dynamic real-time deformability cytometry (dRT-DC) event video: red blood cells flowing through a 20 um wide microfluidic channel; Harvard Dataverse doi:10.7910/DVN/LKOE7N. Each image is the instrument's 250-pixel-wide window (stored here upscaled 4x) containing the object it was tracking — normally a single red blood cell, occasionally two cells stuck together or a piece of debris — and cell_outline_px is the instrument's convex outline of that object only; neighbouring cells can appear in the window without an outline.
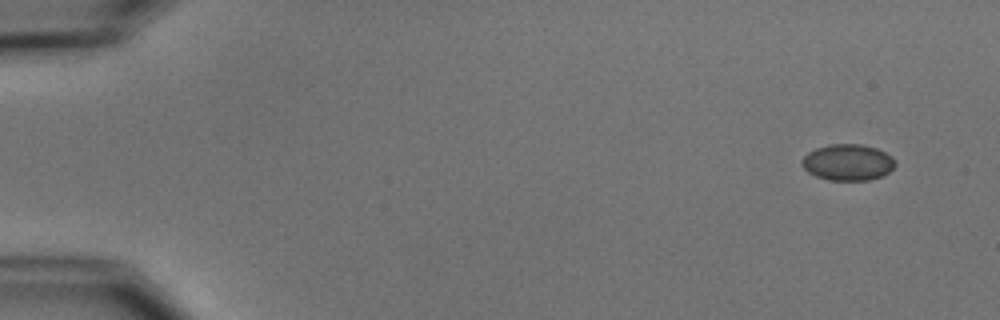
{"species": "common noctule bat (a hibernating species)", "species_latin": "Nyctalus noctula", "temperature_condition": "cold", "stored_images_in_passage": 4, "camera_frame_rate_fps": 3000, "um_per_image_px": 0.085, "animal": {"sex": "male", "body_mass_g": 15.6}, "frame": {"image": 1, "passage_image": 1, "time_ms": 0.0, "image_size_px": [1000, 320], "cell_outline_px": [[896, 164], [888, 172], [880, 176], [868, 180], [828, 180], [816, 176], [808, 172], [800, 164], [800, 160], [808, 152], [816, 148], [828, 144], [860, 144], [876, 148], [892, 156]], "centroid_in_image_um": [72.02, 13.79], "position_along_channel_um": 13.0, "area_um2": 19.71}}
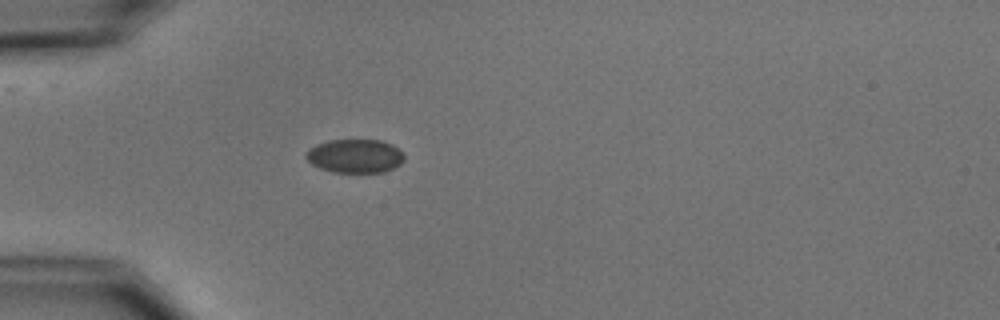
{"frame": {"image": 2, "passage_image": 4, "time_ms": 4.333, "image_size_px": [1000, 320], "cell_outline_px": [[404, 160], [400, 164], [384, 172], [332, 172], [320, 168], [312, 164], [304, 156], [304, 152], [308, 148], [316, 144], [328, 140], [380, 140], [392, 144], [404, 152]], "centroid_in_image_um": [30.16, 13.25], "position_along_channel_um": 54.8, "area_um2": 19.48}}